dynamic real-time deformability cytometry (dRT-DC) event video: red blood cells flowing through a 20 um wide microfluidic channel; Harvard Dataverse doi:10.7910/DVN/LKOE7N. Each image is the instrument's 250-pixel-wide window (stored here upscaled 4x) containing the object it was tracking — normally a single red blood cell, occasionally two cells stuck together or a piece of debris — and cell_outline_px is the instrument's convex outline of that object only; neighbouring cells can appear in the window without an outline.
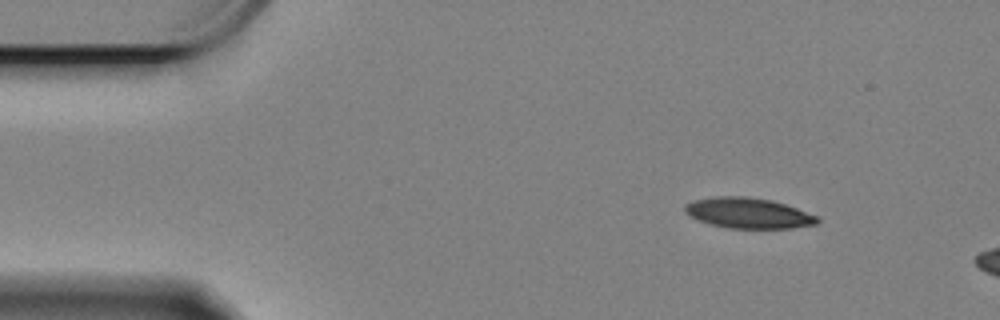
{"species": "Egyptian fruit bat (a non-hibernating species)", "species_latin": "Rousettus aegyptiacus", "temperature_condition": "cold", "stored_images_in_passage": 7, "camera_frame_rate_fps": 3000, "um_per_image_px": 0.085, "animal": {"sex": "female"}, "frame": {"image": 1, "passage_image": 1, "time_ms": 0.0, "image_size_px": [1000, 320], "cell_outline_px": [[820, 220], [816, 224], [792, 228], [728, 228], [712, 224], [700, 220], [692, 216], [684, 208], [688, 204], [696, 200], [716, 196], [744, 196], [772, 200], [796, 208], [816, 216]], "centroid_in_image_um": [63.65, 18.11], "position_along_channel_um": 21.3, "area_um2": 23.0}}